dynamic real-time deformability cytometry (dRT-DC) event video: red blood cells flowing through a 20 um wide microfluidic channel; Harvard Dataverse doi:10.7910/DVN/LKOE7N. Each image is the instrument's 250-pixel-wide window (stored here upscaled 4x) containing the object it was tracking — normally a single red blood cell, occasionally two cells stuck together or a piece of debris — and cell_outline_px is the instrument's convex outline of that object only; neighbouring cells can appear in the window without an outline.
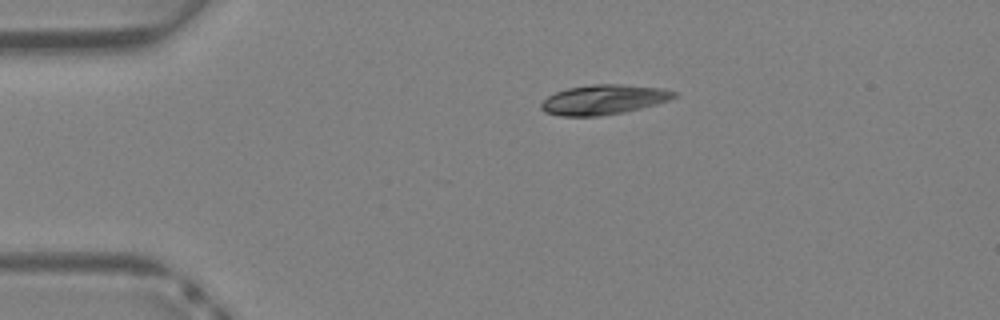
{"species": "Egyptian fruit bat (a non-hibernating species)", "species_latin": "Rousettus aegyptiacus", "temperature_condition": "warm", "stored_images_in_passage": 32, "camera_frame_rate_fps": 3000, "um_per_image_px": 0.085, "animal": {"sex": "female"}, "frame": {"image": 1, "passage_image": 1, "time_ms": 0.0, "image_size_px": [1000, 320], "cell_outline_px": [[676, 96], [668, 100], [656, 104], [624, 112], [600, 116], [560, 116], [544, 112], [540, 108], [540, 104], [548, 96], [556, 92], [568, 88], [592, 84], [620, 84], [660, 88], [676, 92]], "centroid_in_image_um": [51.27, 8.47], "position_along_channel_um": 33.7, "area_um2": 22.95}}
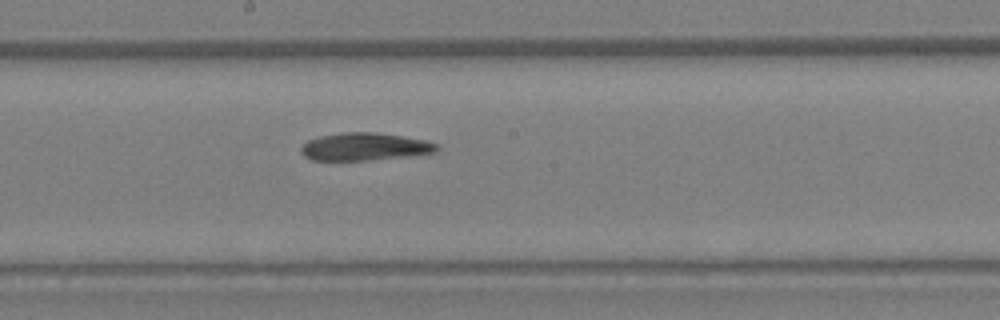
{"frame": {"image": 2, "passage_image": 14, "time_ms": 4.333, "image_size_px": [1000, 320], "cell_outline_px": [[440, 148], [436, 152], [416, 156], [368, 160], [312, 160], [304, 156], [300, 152], [300, 148], [308, 140], [320, 136], [344, 132], [372, 132], [400, 136], [424, 140], [440, 144]], "centroid_in_image_um": [31.04, 12.48], "position_along_channel_um": 217.2, "area_um2": 22.02}}
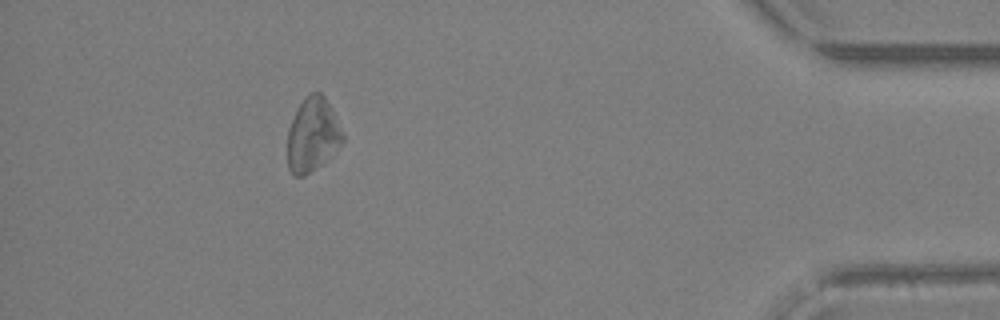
{"frame": {"image": 3, "passage_image": 28, "time_ms": 9.0, "image_size_px": [1000, 320], "cell_outline_px": [[344, 140], [320, 164], [304, 176], [296, 176], [288, 168], [288, 128], [300, 104], [308, 92], [320, 92], [324, 96], [332, 108], [344, 132]], "centroid_in_image_um": [26.57, 11.41], "position_along_channel_um": 408.6, "area_um2": 23.41}}